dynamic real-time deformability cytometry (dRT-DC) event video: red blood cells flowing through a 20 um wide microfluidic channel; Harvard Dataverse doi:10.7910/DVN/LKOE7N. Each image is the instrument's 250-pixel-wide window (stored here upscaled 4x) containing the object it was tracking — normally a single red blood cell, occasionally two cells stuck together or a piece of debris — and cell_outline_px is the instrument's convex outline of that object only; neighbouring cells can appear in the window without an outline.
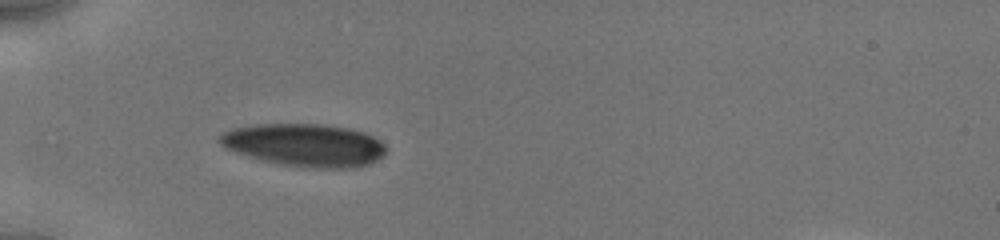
{"species": "human", "species_latin": "Homo sapiens", "temperature_condition": "cold", "stored_images_in_passage": 4, "camera_frame_rate_fps": 3000, "um_per_image_px": 0.085, "donor": {"sex": "male"}, "frame": {"image": 1, "passage_image": 2, "time_ms": 0.667, "image_size_px": [1000, 240], "cell_outline_px": [[388, 152], [384, 156], [368, 164], [356, 168], [304, 168], [280, 164], [260, 160], [248, 156], [228, 148], [220, 144], [216, 140], [216, 136], [220, 132], [232, 128], [256, 124], [324, 124], [348, 128], [364, 132], [380, 140], [388, 148]], "centroid_in_image_um": [25.9, 12.33], "position_along_channel_um": 59.1, "area_um2": 42.02}}
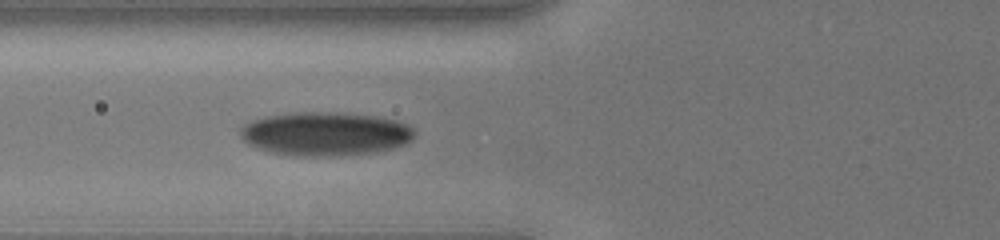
{"frame": {"image": 2, "passage_image": 4, "time_ms": 2.0, "image_size_px": [1000, 240], "cell_outline_px": [[416, 132], [412, 140], [404, 144], [392, 148], [376, 152], [336, 156], [292, 156], [272, 152], [256, 148], [248, 144], [240, 136], [240, 128], [244, 124], [252, 120], [268, 116], [300, 112], [328, 112], [376, 116], [396, 120], [408, 124]], "centroid_in_image_um": [27.65, 11.38], "position_along_channel_um": 98.1, "area_um2": 44.45}}